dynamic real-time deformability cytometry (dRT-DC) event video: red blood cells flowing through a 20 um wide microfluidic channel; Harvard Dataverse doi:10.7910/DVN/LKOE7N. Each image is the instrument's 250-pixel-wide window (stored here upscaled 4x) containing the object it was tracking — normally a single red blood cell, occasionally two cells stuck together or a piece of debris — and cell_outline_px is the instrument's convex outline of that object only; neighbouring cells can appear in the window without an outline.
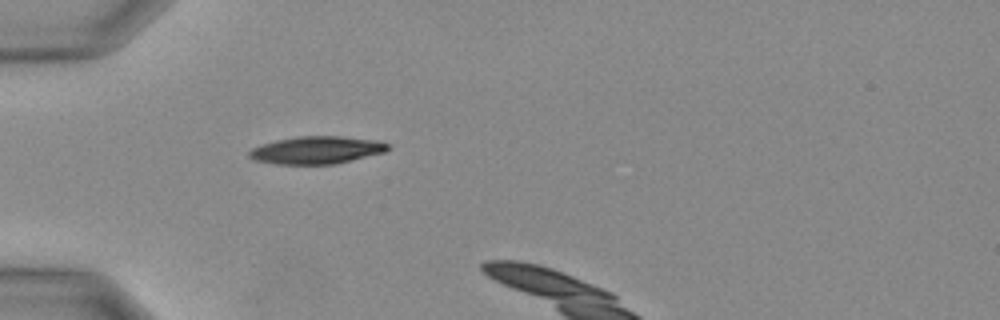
{"species": "Egyptian fruit bat (a non-hibernating species)", "species_latin": "Rousettus aegyptiacus", "temperature_condition": "warm", "stored_images_in_passage": 4, "camera_frame_rate_fps": 3000, "um_per_image_px": 0.085, "animal": {"sex": "female"}, "frame": {"image": 1, "passage_image": 1, "time_ms": 0.0, "image_size_px": [1000, 320], "cell_outline_px": [[392, 148], [384, 152], [336, 164], [276, 164], [252, 160], [248, 156], [248, 152], [252, 148], [276, 140], [300, 136], [340, 136], [380, 140], [388, 144]], "centroid_in_image_um": [26.93, 12.76], "position_along_channel_um": 58.1, "area_um2": 22.37}}